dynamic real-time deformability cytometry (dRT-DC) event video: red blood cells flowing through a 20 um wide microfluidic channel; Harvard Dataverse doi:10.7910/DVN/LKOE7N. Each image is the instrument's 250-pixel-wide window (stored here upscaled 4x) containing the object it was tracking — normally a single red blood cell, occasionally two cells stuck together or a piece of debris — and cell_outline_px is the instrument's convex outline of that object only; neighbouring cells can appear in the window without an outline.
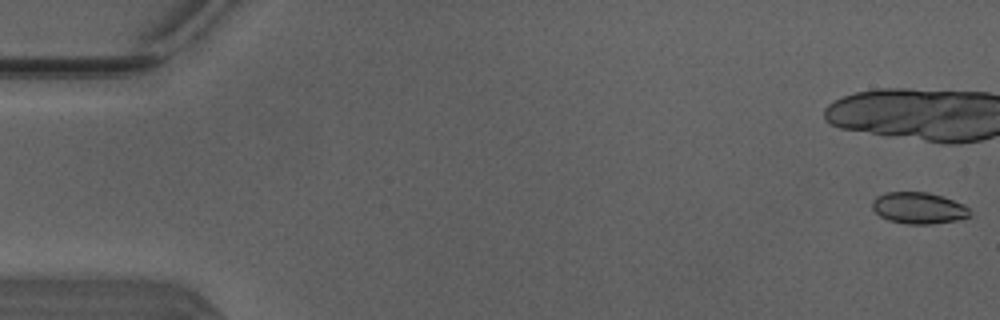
{"species": "Egyptian fruit bat (a non-hibernating species)", "species_latin": "Rousettus aegyptiacus", "temperature_condition": "warm", "stored_images_in_passage": 18, "camera_frame_rate_fps": 3000, "um_per_image_px": 0.085, "animal": {"sex": "male"}, "frame": {"image": 1, "passage_image": 1, "time_ms": 0.0, "image_size_px": [1000, 320], "cell_outline_px": [[972, 216], [956, 220], [932, 224], [908, 224], [888, 220], [880, 216], [872, 208], [872, 200], [876, 196], [888, 192], [928, 192], [964, 204], [968, 208]], "centroid_in_image_um": [78.07, 17.68], "position_along_channel_um": 6.9, "area_um2": 17.86}}